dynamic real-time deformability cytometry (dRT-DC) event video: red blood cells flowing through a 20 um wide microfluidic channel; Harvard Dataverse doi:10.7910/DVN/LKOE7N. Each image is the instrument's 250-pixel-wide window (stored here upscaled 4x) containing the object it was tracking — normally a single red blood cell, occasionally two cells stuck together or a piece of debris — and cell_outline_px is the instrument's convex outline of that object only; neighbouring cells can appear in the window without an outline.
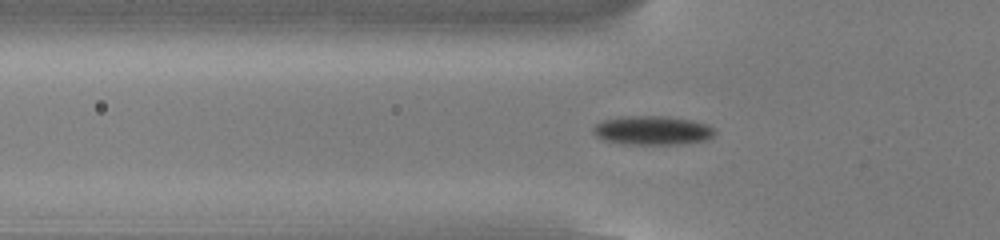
{"species": "common noctule bat (a hibernating species)", "species_latin": "Nyctalus noctula", "temperature_condition": "cold", "stored_images_in_passage": 54, "camera_frame_rate_fps": 3000, "um_per_image_px": 0.085, "animal": {"sex": "male", "body_mass_g": 13.0, "forearm_length_mm": 53.1}, "frame": {"image": 1, "passage_image": 18, "time_ms": 5.667, "image_size_px": [1000, 240], "cell_outline_px": [[716, 132], [708, 140], [684, 144], [620, 144], [604, 140], [596, 136], [592, 132], [592, 128], [596, 124], [604, 120], [620, 116], [664, 116], [692, 120], [708, 124]], "centroid_in_image_um": [55.45, 11.09], "position_along_channel_um": 70.4, "area_um2": 20.75}}
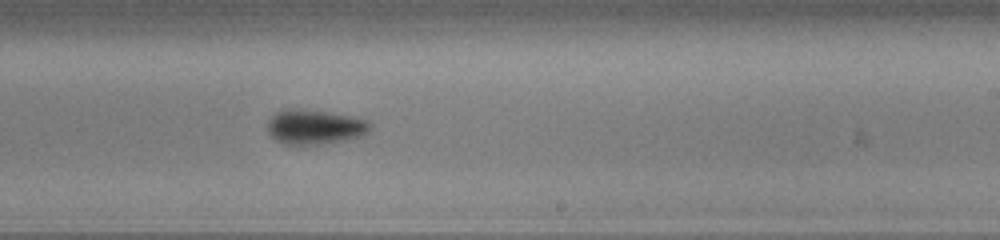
{"frame": {"image": 2, "passage_image": 33, "time_ms": 10.667, "image_size_px": [1000, 240], "cell_outline_px": [[372, 128], [364, 136], [344, 140], [300, 148], [284, 144], [276, 140], [268, 132], [268, 120], [276, 112], [284, 108], [296, 108], [328, 112], [368, 120], [372, 124]], "centroid_in_image_um": [26.74, 10.82], "position_along_channel_um": 262.3, "area_um2": 21.39}}
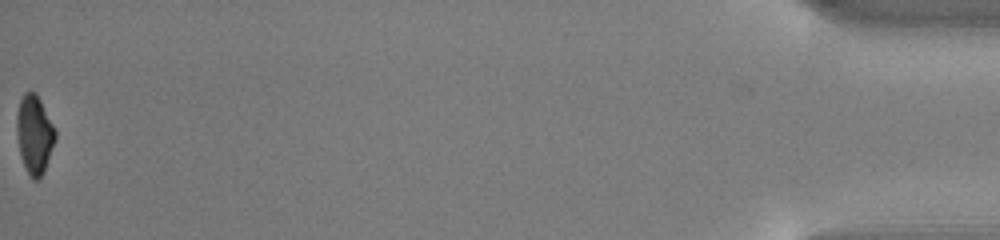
{"frame": {"image": 3, "passage_image": 54, "time_ms": 17.667, "image_size_px": [1000, 240], "cell_outline_px": [[56, 140], [44, 172], [40, 180], [32, 180], [20, 156], [16, 132], [16, 116], [20, 100], [24, 92], [36, 92], [56, 132]], "centroid_in_image_um": [2.92, 11.46], "position_along_channel_um": 432.3, "area_um2": 17.69}, "authors_computed_cell_mechanics": {"area_um2": 19.4208, "velocity_mm_per_s": 3.8534, "shape_relaxation_time_tau1_ms": 2.3363, "shape_relaxation_time_tau2_ms": null, "deformation_change_tau1": 0.1142, "deformation_change_tau2": null}}